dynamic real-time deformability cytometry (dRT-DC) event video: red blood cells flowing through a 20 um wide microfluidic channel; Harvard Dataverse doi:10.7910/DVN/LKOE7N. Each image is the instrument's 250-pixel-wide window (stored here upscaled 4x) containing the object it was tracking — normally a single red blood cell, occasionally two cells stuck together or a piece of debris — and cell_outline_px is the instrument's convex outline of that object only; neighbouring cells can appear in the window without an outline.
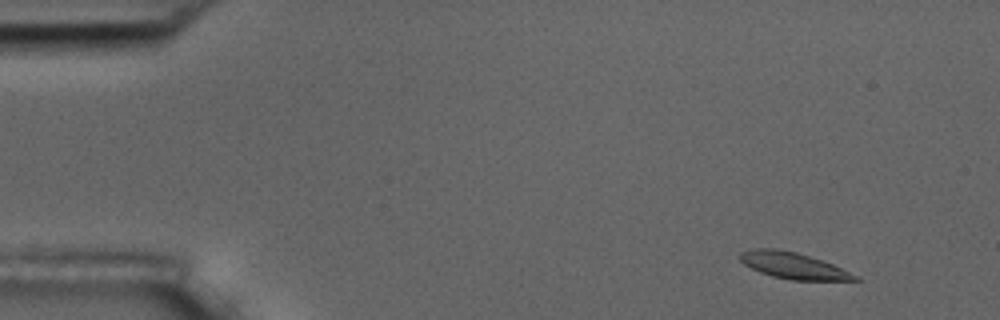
{"species": "common noctule bat (a hibernating species)", "species_latin": "Nyctalus noctula", "temperature_condition": "room temperature", "stored_images_in_passage": 5, "camera_frame_rate_fps": 3000, "um_per_image_px": 0.085, "animal": {"sex": "male", "body_mass_g": 17.5, "forearm_length_mm": 52.3}, "frame": {"image": 1, "passage_image": 2, "time_ms": 1.0, "image_size_px": [1000, 320], "cell_outline_px": [[860, 280], [792, 280], [772, 276], [760, 272], [744, 264], [740, 260], [740, 252], [752, 248], [776, 248], [796, 252], [832, 264], [860, 276]], "centroid_in_image_um": [67.41, 22.57], "position_along_channel_um": 17.6, "area_um2": 17.51}}
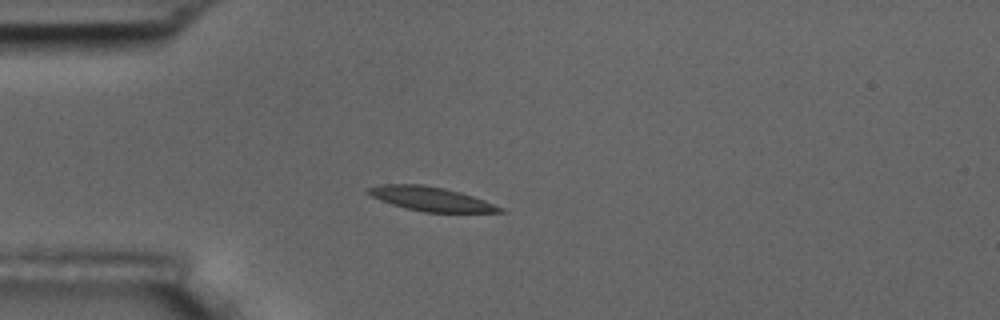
{"frame": {"image": 2, "passage_image": 5, "time_ms": 4.333, "image_size_px": [1000, 320], "cell_outline_px": [[508, 212], [424, 212], [404, 208], [380, 200], [364, 192], [368, 188], [380, 184], [424, 184], [444, 188], [460, 192], [484, 200], [504, 208]], "centroid_in_image_um": [36.61, 16.9], "position_along_channel_um": 48.4, "area_um2": 18.55}}